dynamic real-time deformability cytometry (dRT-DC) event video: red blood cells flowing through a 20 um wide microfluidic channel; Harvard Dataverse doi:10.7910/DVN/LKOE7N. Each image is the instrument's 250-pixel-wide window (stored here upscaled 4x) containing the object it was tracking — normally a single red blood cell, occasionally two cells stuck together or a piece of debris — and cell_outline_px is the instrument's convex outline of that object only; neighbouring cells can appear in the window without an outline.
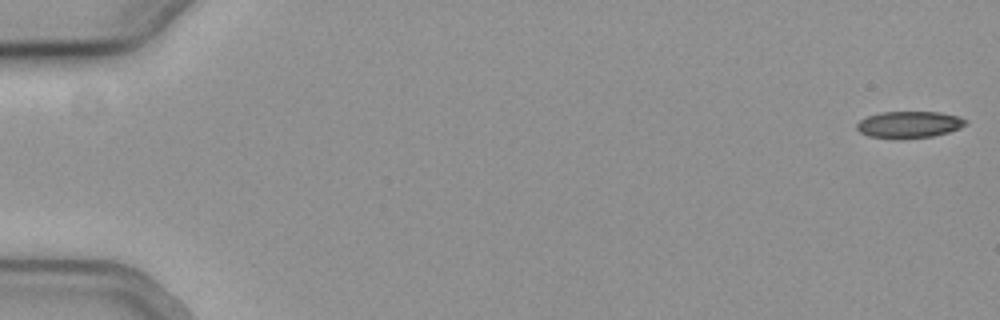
{"species": "common noctule bat (a hibernating species)", "species_latin": "Nyctalus noctula", "temperature_condition": "cold", "stored_images_in_passage": 19, "camera_frame_rate_fps": 3000, "um_per_image_px": 0.085, "animal": {"sex": "female", "body_mass_g": 19.3, "forearm_length_mm": 54.1}, "frame": {"image": 1, "passage_image": 1, "time_ms": 0.0, "image_size_px": [1000, 320], "cell_outline_px": [[968, 124], [960, 128], [948, 132], [932, 136], [900, 140], [896, 140], [868, 136], [860, 132], [856, 128], [856, 124], [860, 120], [868, 116], [880, 112], [936, 112], [956, 116], [964, 120]], "centroid_in_image_um": [77.22, 10.61], "position_along_channel_um": 7.8, "area_um2": 17.05}}
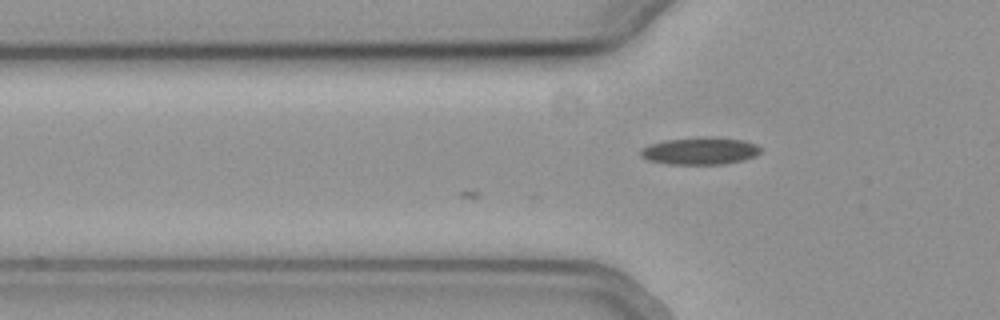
{"frame": {"image": 2, "passage_image": 19, "time_ms": 6.0, "image_size_px": [1000, 320], "cell_outline_px": [[760, 152], [756, 156], [744, 160], [724, 164], [668, 164], [648, 160], [640, 156], [640, 148], [664, 140], [708, 136], [712, 136], [744, 140], [756, 144], [760, 148]], "centroid_in_image_um": [59.51, 12.82], "position_along_channel_um": 66.3, "area_um2": 19.25}}